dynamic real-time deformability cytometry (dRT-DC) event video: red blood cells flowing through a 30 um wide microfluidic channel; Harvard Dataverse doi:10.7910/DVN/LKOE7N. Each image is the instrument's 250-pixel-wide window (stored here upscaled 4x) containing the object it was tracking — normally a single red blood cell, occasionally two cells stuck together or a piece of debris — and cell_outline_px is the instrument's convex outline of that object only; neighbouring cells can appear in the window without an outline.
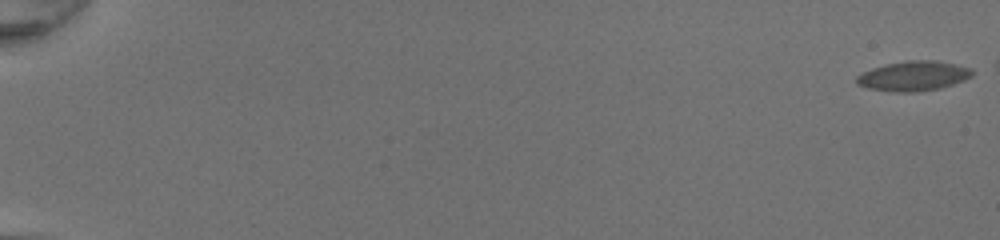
{"species": "common noctule bat (a hibernating species)", "species_latin": "Nyctalus noctula", "temperature_condition": "room temperature", "stored_images_in_passage": 29, "camera_frame_rate_fps": 3000, "um_per_image_px": 0.085, "animal": {"sex": "female", "body_mass_g": 20.0, "forearm_length_mm": 54.0}, "frame": {"image": 1, "passage_image": 1, "time_ms": 0.0, "image_size_px": [1000, 240], "cell_outline_px": [[972, 72], [968, 76], [960, 80], [936, 88], [872, 88], [860, 84], [856, 80], [856, 76], [864, 72], [888, 64], [908, 60], [924, 60], [952, 64], [968, 68]], "centroid_in_image_um": [77.62, 6.38], "position_along_channel_um": 7.4, "area_um2": 17.57}}
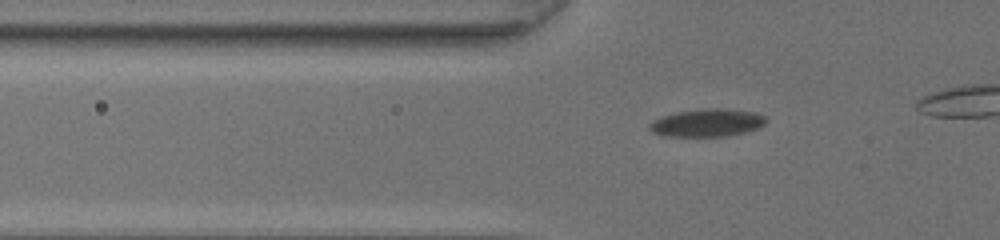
{"frame": {"image": 2, "passage_image": 22, "time_ms": 7.0, "image_size_px": [1000, 240], "cell_outline_px": [[764, 124], [756, 128], [740, 132], [720, 136], [668, 136], [652, 132], [648, 128], [648, 124], [664, 116], [680, 112], [704, 108], [720, 108], [752, 112], [764, 116]], "centroid_in_image_um": [60.05, 10.43], "position_along_channel_um": 65.7, "area_um2": 18.09}}
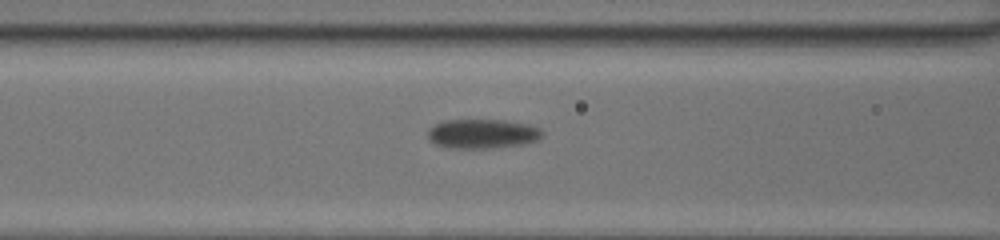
{"frame": {"image": 3, "passage_image": 27, "time_ms": 8.667, "image_size_px": [1000, 240], "cell_outline_px": [[544, 132], [536, 140], [520, 144], [488, 148], [456, 148], [436, 144], [428, 136], [428, 132], [436, 124], [444, 120], [500, 120], [524, 124], [540, 128]], "centroid_in_image_um": [41.0, 11.36], "position_along_channel_um": 125.6, "area_um2": 18.96}}